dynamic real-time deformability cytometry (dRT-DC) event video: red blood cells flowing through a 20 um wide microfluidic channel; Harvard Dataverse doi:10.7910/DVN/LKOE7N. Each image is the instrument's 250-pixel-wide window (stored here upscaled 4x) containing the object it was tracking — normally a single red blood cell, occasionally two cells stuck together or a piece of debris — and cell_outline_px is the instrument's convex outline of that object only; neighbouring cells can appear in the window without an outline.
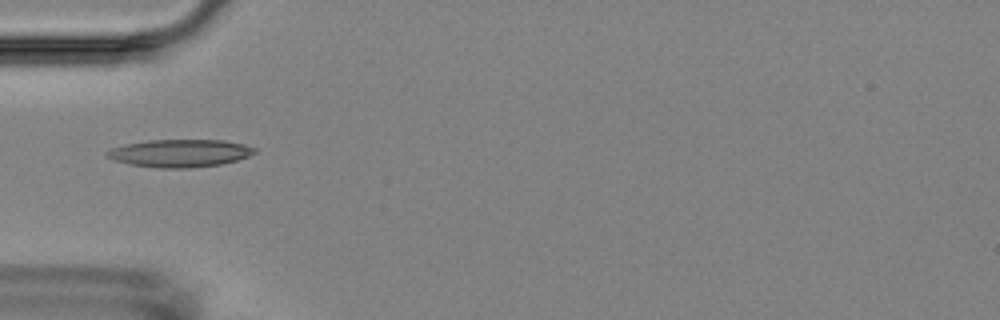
{"species": "Egyptian fruit bat (a non-hibernating species)", "species_latin": "Rousettus aegyptiacus", "temperature_condition": "room temperature", "stored_images_in_passage": 8, "camera_frame_rate_fps": 3000, "um_per_image_px": 0.085, "animal": {"sex": "female"}, "frame": {"image": 1, "passage_image": 6, "time_ms": 5.667, "image_size_px": [1000, 320], "cell_outline_px": [[256, 152], [248, 156], [236, 160], [220, 164], [188, 168], [160, 168], [128, 164], [112, 160], [104, 156], [104, 152], [108, 148], [124, 144], [148, 140], [224, 140], [244, 144], [256, 148]], "centroid_in_image_um": [15.2, 13.01], "position_along_channel_um": 69.8, "area_um2": 24.04}}